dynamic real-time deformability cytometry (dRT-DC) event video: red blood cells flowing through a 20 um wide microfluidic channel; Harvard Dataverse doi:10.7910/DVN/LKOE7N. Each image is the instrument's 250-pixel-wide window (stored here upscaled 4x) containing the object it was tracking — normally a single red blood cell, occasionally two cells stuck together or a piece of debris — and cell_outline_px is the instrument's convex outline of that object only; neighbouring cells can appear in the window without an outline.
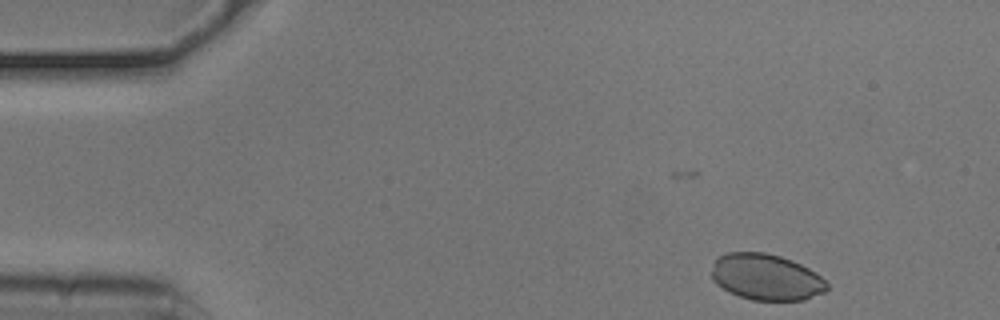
{"species": "common noctule bat (a hibernating species)", "species_latin": "Nyctalus noctula", "temperature_condition": "cold", "stored_images_in_passage": 5, "camera_frame_rate_fps": 3000, "um_per_image_px": 0.085, "animal": {"sex": "male", "body_mass_g": 20.5, "forearm_length_mm": 52.5}, "frame": {"image": 1, "passage_image": 5, "time_ms": 1.333, "image_size_px": [1000, 320], "cell_outline_px": [[828, 288], [824, 292], [804, 300], [752, 300], [728, 292], [716, 284], [712, 280], [712, 272], [716, 260], [720, 256], [728, 252], [764, 252], [780, 256], [792, 260], [808, 268], [820, 276], [828, 284]], "centroid_in_image_um": [65.12, 23.56], "position_along_channel_um": 19.9, "area_um2": 30.92}}